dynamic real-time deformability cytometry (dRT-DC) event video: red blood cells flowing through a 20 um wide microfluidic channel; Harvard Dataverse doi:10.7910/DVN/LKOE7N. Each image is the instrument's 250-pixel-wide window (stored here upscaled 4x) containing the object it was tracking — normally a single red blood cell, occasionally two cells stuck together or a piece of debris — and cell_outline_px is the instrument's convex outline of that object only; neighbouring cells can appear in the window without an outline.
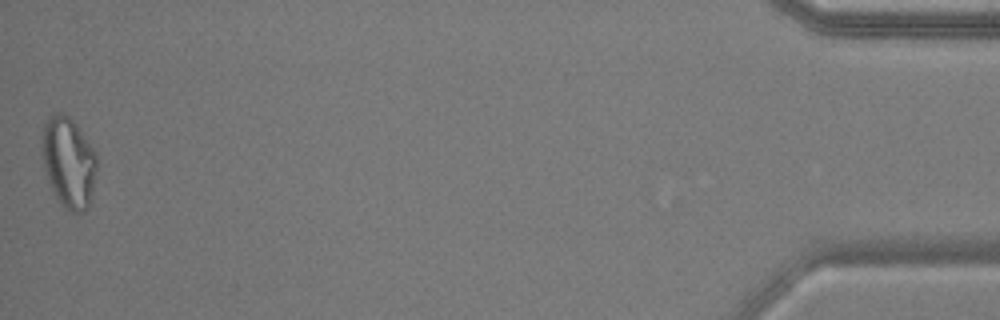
{"species": "common noctule bat (a hibernating species)", "species_latin": "Nyctalus noctula", "temperature_condition": "warm", "stored_images_in_passage": 51, "camera_frame_rate_fps": 3000, "um_per_image_px": 0.085, "animal": {"sex": "male", "body_mass_g": 17.9, "forearm_length_mm": 54.2}, "frame": {"image": 1, "passage_image": 51, "time_ms": 16.667, "image_size_px": [1000, 320], "cell_outline_px": [[96, 168], [92, 192], [88, 208], [84, 212], [72, 212], [64, 208], [60, 204], [48, 180], [40, 156], [40, 136], [44, 124], [48, 116], [52, 112], [60, 112], [68, 116], [76, 124], [96, 152]], "centroid_in_image_um": [5.78, 13.76], "position_along_channel_um": 429.4, "area_um2": 29.42}, "authors_computed_cell_mechanics": {"area_um2": 22.0796, "velocity_mm_per_s": 3.9315, "shape_relaxation_time_tau1_ms": null, "shape_relaxation_time_tau2_ms": 1.925, "deformation_change_tau1": null, "deformation_change_tau2": 0.1089}}